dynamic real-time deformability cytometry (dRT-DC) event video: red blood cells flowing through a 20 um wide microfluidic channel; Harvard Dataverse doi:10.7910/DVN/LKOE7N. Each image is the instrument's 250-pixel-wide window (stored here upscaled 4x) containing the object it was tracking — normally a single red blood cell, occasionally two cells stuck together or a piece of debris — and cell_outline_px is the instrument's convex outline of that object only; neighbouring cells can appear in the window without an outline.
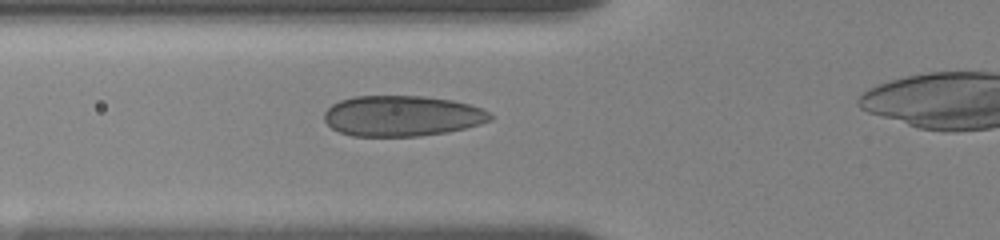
{"species": "human", "species_latin": "Homo sapiens", "temperature_condition": "room temperature", "stored_images_in_passage": 6, "camera_frame_rate_fps": 3000, "um_per_image_px": 0.085, "donor": {"sex": "female"}, "frame": {"image": 1, "passage_image": 5, "time_ms": 4.333, "image_size_px": [1000, 240], "cell_outline_px": [[492, 120], [480, 124], [448, 132], [420, 136], [352, 136], [340, 132], [332, 128], [324, 120], [324, 112], [332, 104], [340, 100], [356, 96], [424, 96], [452, 100], [468, 104], [480, 108], [488, 112], [492, 116]], "centroid_in_image_um": [34.16, 9.85], "position_along_channel_um": 91.6, "area_um2": 39.3}}